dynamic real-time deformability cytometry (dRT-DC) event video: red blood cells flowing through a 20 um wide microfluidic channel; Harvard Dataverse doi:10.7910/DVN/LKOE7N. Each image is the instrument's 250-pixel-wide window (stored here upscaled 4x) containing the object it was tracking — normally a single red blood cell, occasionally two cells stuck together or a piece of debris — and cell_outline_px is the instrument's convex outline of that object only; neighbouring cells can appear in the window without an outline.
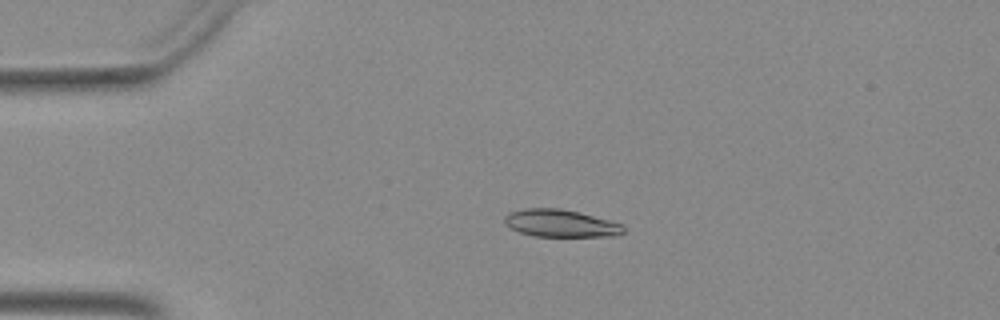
{"species": "Egyptian fruit bat (a non-hibernating species)", "species_latin": "Rousettus aegyptiacus", "temperature_condition": "warm", "stored_images_in_passage": 43, "camera_frame_rate_fps": 3000, "um_per_image_px": 0.085, "animal": {"sex": "female"}, "frame": {"image": 1, "passage_image": 4, "time_ms": 1.0, "image_size_px": [1000, 320], "cell_outline_px": [[624, 232], [616, 236], [536, 236], [520, 232], [512, 228], [504, 220], [504, 216], [508, 212], [524, 208], [560, 208], [580, 212], [624, 224]], "centroid_in_image_um": [47.68, 18.97], "position_along_channel_um": 37.3, "area_um2": 19.02}}
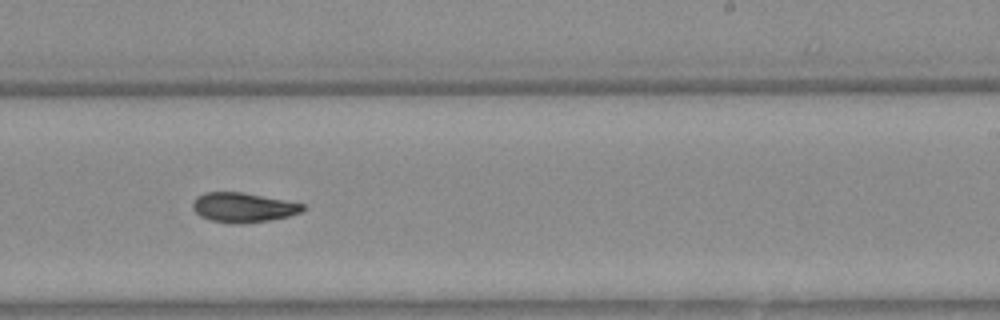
{"frame": {"image": 2, "passage_image": 24, "time_ms": 7.667, "image_size_px": [1000, 320], "cell_outline_px": [[304, 208], [300, 212], [288, 216], [272, 220], [208, 220], [200, 216], [192, 208], [192, 204], [196, 196], [204, 192], [244, 192], [304, 204]], "centroid_in_image_um": [20.64, 17.57], "position_along_channel_um": 268.4, "area_um2": 18.09}}
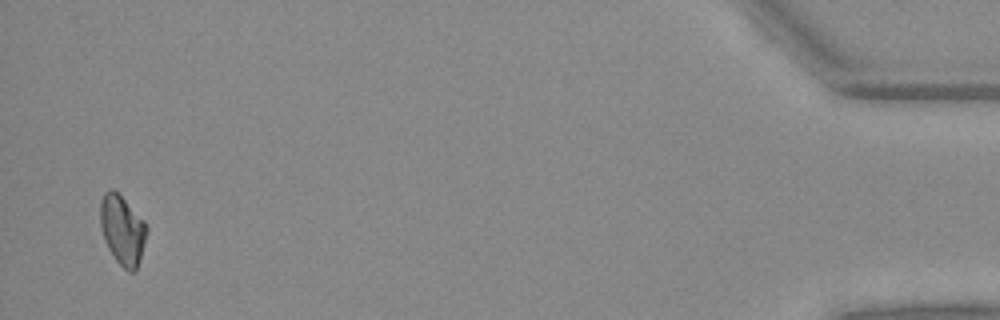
{"frame": {"image": 3, "passage_image": 42, "time_ms": 13.667, "image_size_px": [1000, 320], "cell_outline_px": [[148, 232], [140, 260], [136, 268], [132, 272], [128, 272], [116, 260], [108, 248], [104, 240], [100, 224], [100, 200], [104, 192], [112, 188], [144, 220], [148, 228]], "centroid_in_image_um": [10.4, 19.55], "position_along_channel_um": 424.8, "area_um2": 18.73}}